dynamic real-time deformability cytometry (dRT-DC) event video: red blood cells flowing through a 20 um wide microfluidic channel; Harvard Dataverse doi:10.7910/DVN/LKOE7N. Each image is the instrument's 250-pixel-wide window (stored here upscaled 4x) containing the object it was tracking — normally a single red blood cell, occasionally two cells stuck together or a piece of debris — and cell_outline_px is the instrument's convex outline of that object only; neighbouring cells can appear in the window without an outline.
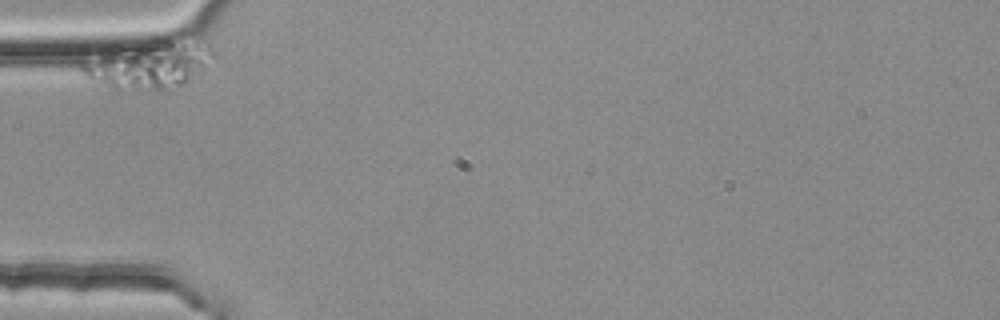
{"species": "common noctule bat (a hibernating species)", "species_latin": "Nyctalus noctula", "temperature_condition": "room temperature", "stored_images_in_passage": 3, "camera_frame_rate_fps": 3000, "um_per_image_px": 0.085, "animal": {"sex": "female", "body_mass_g": 25.1}, "frame": {"image": 1, "passage_image": 1, "time_ms": 0.0, "image_size_px": [1000, 320], "cell_outline_px": [[216, 56], [180, 84], [164, 92], [156, 92], [112, 88], [92, 80], [84, 76], [80, 68], [80, 64], [140, 44], [192, 32], [208, 36], [216, 52]], "centroid_in_image_um": [12.95, 5.42], "position_along_channel_um": 72.0, "area_um2": 36.88}}
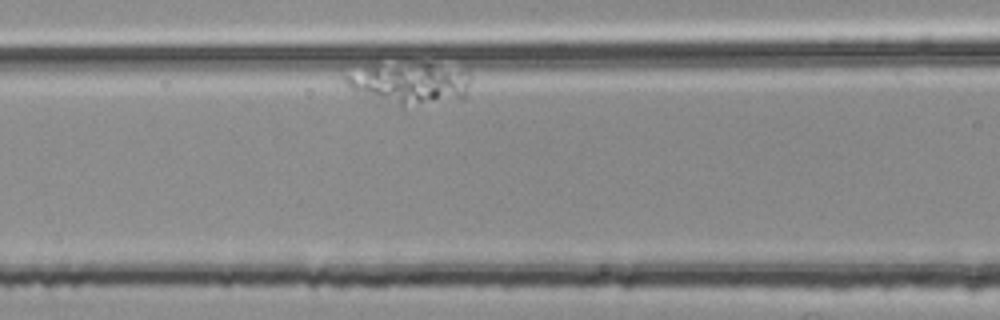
{"frame": {"image": 2, "passage_image": 3, "time_ms": 0.667, "image_size_px": [1000, 320], "cell_outline_px": [[472, 80], [468, 96], [464, 100], [404, 108], [400, 108], [352, 92], [344, 84], [340, 76], [368, 68], [420, 64], [432, 64], [468, 72]], "centroid_in_image_um": [34.88, 7.2], "position_along_channel_um": 131.7, "area_um2": 30.87}}